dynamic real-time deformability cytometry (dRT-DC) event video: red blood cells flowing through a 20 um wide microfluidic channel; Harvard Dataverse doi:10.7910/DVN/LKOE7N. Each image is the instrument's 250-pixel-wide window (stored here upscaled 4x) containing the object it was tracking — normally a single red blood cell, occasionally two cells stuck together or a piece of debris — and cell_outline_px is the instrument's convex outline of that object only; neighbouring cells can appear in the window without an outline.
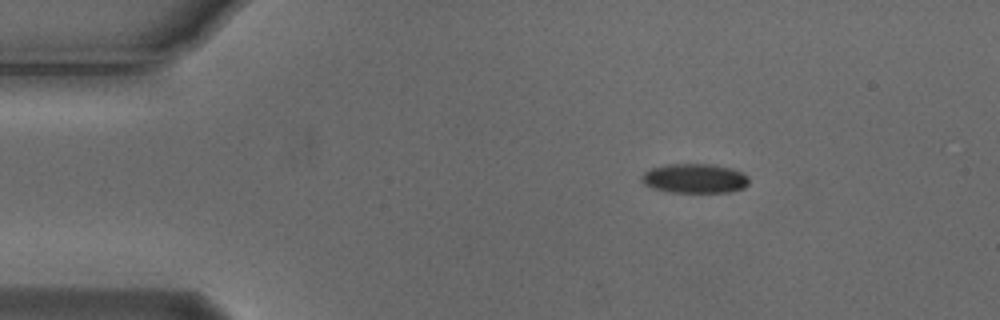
{"species": "Egyptian fruit bat (a non-hibernating species)", "species_latin": "Rousettus aegyptiacus", "temperature_condition": "cold", "stored_images_in_passage": 4, "camera_frame_rate_fps": 3000, "um_per_image_px": 0.085, "animal": {"sex": "male"}, "frame": {"image": 1, "passage_image": 2, "time_ms": 0.333, "image_size_px": [1000, 320], "cell_outline_px": [[748, 184], [744, 188], [732, 192], [672, 192], [652, 188], [644, 184], [640, 180], [640, 176], [644, 172], [652, 168], [668, 164], [708, 164], [732, 168], [744, 172], [748, 176]], "centroid_in_image_um": [59.06, 15.17], "position_along_channel_um": 25.9, "area_um2": 18.55}}